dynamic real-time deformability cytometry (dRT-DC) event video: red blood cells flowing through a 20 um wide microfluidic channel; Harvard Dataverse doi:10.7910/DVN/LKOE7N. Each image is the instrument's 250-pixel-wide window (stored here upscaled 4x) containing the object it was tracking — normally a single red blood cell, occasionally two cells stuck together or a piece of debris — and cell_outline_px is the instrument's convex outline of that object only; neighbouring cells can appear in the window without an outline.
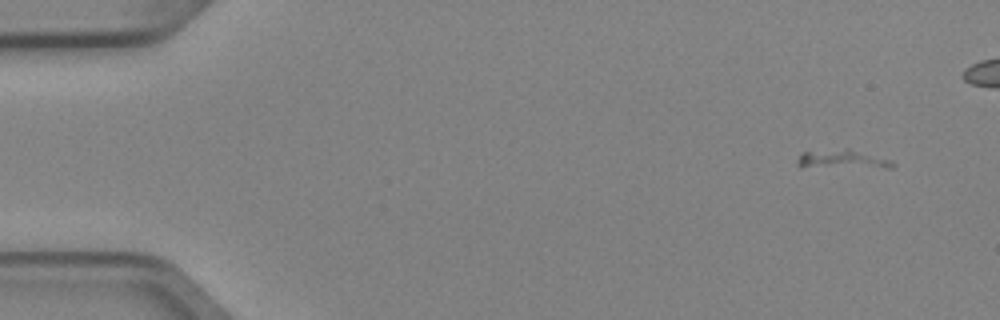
{"species": "Egyptian fruit bat (a non-hibernating species)", "species_latin": "Rousettus aegyptiacus", "temperature_condition": "cold", "stored_images_in_passage": 4, "camera_frame_rate_fps": 3000, "um_per_image_px": 0.085, "animal": {"sex": "female"}, "frame": {"image": 1, "passage_image": 1, "time_ms": 0.0, "image_size_px": [1000, 320], "cell_outline_px": [[896, 164], [892, 168], [800, 168], [796, 164], [796, 160], [804, 152], [848, 148], [892, 160]], "centroid_in_image_um": [71.6, 13.58], "position_along_channel_um": 13.4, "area_um2": 10.92}}